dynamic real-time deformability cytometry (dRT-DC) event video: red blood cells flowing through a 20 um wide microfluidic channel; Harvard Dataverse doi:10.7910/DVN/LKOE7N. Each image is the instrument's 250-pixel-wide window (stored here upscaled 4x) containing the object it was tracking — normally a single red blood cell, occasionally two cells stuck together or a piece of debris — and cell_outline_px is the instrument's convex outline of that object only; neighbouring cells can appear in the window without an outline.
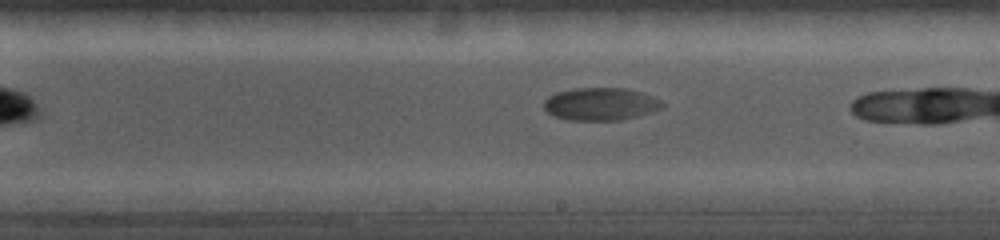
{"species": "common noctule bat (a hibernating species)", "species_latin": "Nyctalus noctula", "temperature_condition": "cold", "stored_images_in_passage": 20, "camera_frame_rate_fps": 5000, "um_per_image_px": 0.085, "animal": {"sex": "female", "body_mass_g": 19.0, "forearm_length_mm": 56.7}, "frame": {"image": 1, "passage_image": 9, "time_ms": 3.6, "image_size_px": [1000, 240], "cell_outline_px": [[664, 108], [652, 112], [620, 120], [568, 120], [552, 116], [544, 108], [544, 100], [548, 96], [556, 92], [572, 88], [624, 88], [640, 92], [652, 96], [660, 100], [664, 104]], "centroid_in_image_um": [51.03, 8.84], "position_along_channel_um": 238.0, "area_um2": 22.66}}